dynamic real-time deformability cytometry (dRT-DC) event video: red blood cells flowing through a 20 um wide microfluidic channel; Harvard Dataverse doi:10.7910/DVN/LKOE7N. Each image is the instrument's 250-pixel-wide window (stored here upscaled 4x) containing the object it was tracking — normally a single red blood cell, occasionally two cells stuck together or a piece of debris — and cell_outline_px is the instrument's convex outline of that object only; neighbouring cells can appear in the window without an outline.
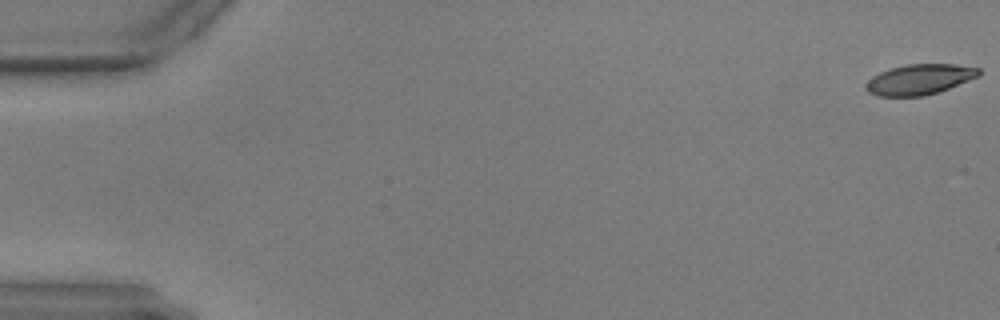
{"species": "common noctule bat (a hibernating species)", "species_latin": "Nyctalus noctula", "temperature_condition": "warm", "stored_images_in_passage": 59, "camera_frame_rate_fps": 3000, "um_per_image_px": 0.085, "animal": {"sex": "male", "body_mass_g": 17.9, "forearm_length_mm": 54.2}, "frame": {"image": 1, "passage_image": 1, "time_ms": 0.0, "image_size_px": [1000, 320], "cell_outline_px": [[980, 76], [940, 92], [924, 96], [876, 96], [868, 92], [864, 88], [864, 84], [872, 76], [880, 72], [892, 68], [908, 64], [956, 64], [980, 68]], "centroid_in_image_um": [78.16, 6.76], "position_along_channel_um": 6.8, "area_um2": 20.23}}
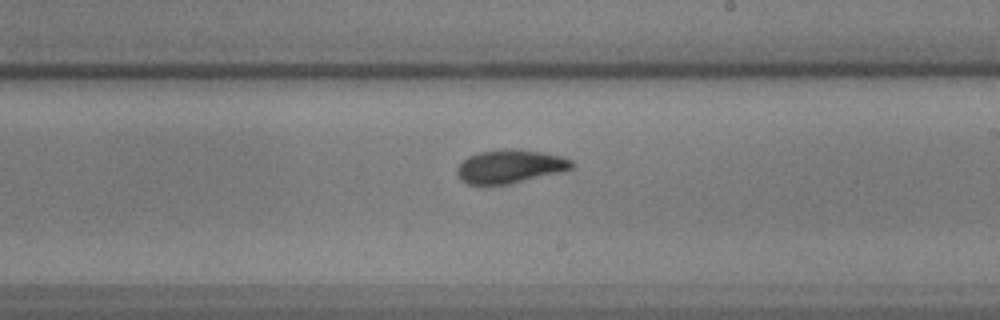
{"frame": {"image": 2, "passage_image": 35, "time_ms": 11.333, "image_size_px": [1000, 320], "cell_outline_px": [[572, 168], [564, 172], [512, 184], [468, 184], [460, 180], [456, 172], [456, 168], [468, 156], [480, 152], [512, 148], [520, 148], [560, 156], [572, 160]], "centroid_in_image_um": [43.37, 14.15], "position_along_channel_um": 245.6, "area_um2": 22.54}}
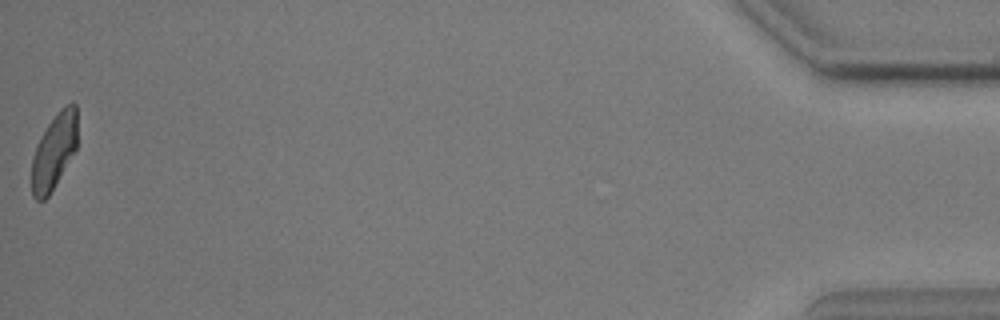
{"frame": {"image": 3, "passage_image": 59, "time_ms": 19.333, "image_size_px": [1000, 320], "cell_outline_px": [[76, 148], [48, 196], [44, 200], [36, 200], [32, 196], [32, 156], [36, 144], [48, 124], [60, 108], [64, 104], [72, 100], [76, 104]], "centroid_in_image_um": [4.58, 12.82], "position_along_channel_um": 430.6, "area_um2": 19.88}}